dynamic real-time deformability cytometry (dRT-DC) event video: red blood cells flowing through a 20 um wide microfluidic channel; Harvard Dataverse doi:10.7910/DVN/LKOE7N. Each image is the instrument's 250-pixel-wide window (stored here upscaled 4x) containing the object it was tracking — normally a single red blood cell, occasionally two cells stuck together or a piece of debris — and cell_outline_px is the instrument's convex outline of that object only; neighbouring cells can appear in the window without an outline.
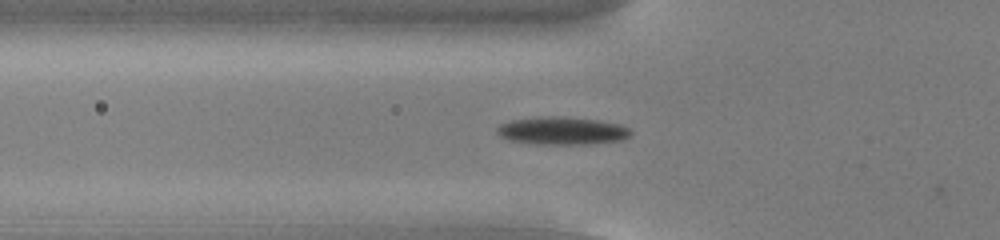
{"species": "common noctule bat (a hibernating species)", "species_latin": "Nyctalus noctula", "temperature_condition": "cold", "stored_images_in_passage": 34, "camera_frame_rate_fps": 3000, "um_per_image_px": 0.085, "animal": {"sex": "male", "body_mass_g": 13.0, "forearm_length_mm": 53.1}, "frame": {"image": 1, "passage_image": 4, "time_ms": 1.0, "image_size_px": [1000, 240], "cell_outline_px": [[632, 132], [628, 136], [620, 140], [592, 144], [540, 144], [508, 140], [500, 136], [496, 132], [496, 128], [500, 124], [512, 120], [536, 116], [560, 116], [600, 120], [620, 124], [628, 128]], "centroid_in_image_um": [47.75, 11.1], "position_along_channel_um": 78.0, "area_um2": 21.79}}
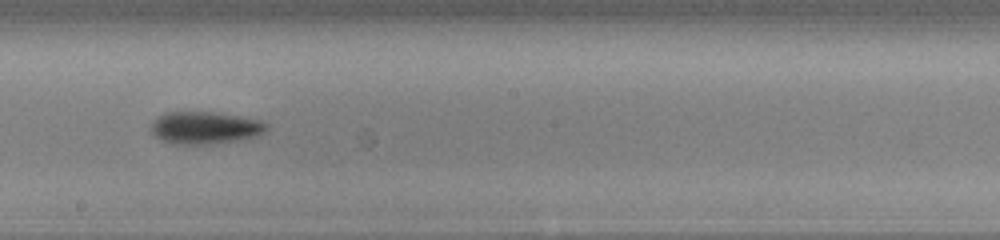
{"frame": {"image": 2, "passage_image": 16, "time_ms": 5.0, "image_size_px": [1000, 240], "cell_outline_px": [[268, 128], [260, 136], [236, 140], [208, 144], [172, 144], [156, 136], [152, 132], [152, 124], [164, 112], [216, 112], [240, 116], [260, 120], [268, 124]], "centroid_in_image_um": [17.48, 10.85], "position_along_channel_um": 230.7, "area_um2": 21.62}}
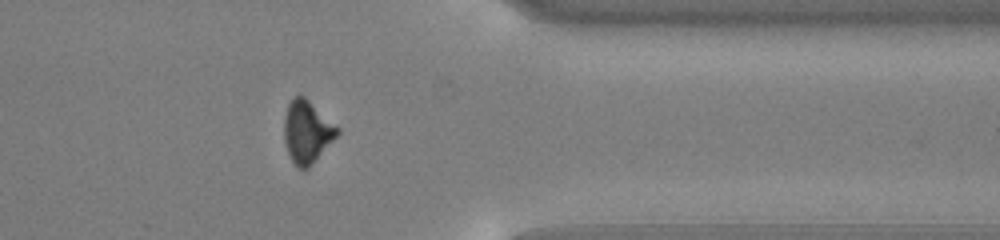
{"frame": {"image": 3, "passage_image": 29, "time_ms": 9.333, "image_size_px": [1000, 240], "cell_outline_px": [[340, 132], [312, 164], [304, 172], [296, 168], [288, 152], [284, 140], [284, 116], [288, 104], [292, 96], [300, 92], [340, 128]], "centroid_in_image_um": [26.08, 11.18], "position_along_channel_um": 385.3, "area_um2": 19.65}, "authors_computed_cell_mechanics": {"area_um2": 20.3456, "velocity_mm_per_s": 3.8137, "shape_relaxation_time_tau1_ms": 2.2688, "shape_relaxation_time_tau2_ms": null, "deformation_change_tau1": 0.1276, "deformation_change_tau2": null}}